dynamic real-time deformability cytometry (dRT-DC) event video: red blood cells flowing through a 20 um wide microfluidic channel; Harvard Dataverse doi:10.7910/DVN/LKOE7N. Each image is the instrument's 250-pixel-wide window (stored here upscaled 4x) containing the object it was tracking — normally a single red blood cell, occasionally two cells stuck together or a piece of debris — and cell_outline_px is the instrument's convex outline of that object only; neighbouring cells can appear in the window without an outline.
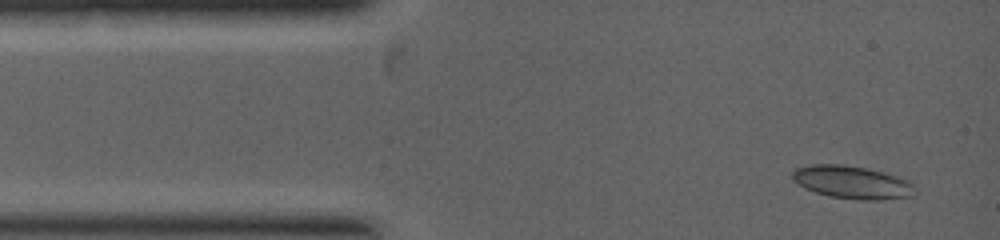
{"species": "common noctule bat (a hibernating species)", "species_latin": "Nyctalus noctula", "temperature_condition": "warm", "stored_images_in_passage": 3, "segment_of_instrument_passage": [2, 2], "camera_frame_rate_fps": 5000, "um_per_image_px": 0.085, "animal": {"sex": "female", "body_mass_g": 19.0, "forearm_length_mm": 53.3}, "frame": {"image": 1, "passage_image": 3, "time_ms": 1.6, "image_size_px": [1000, 240], "cell_outline_px": [[916, 196], [880, 200], [860, 200], [828, 196], [804, 188], [792, 180], [792, 172], [796, 168], [808, 164], [844, 164], [868, 168], [896, 176], [908, 180], [916, 188]], "centroid_in_image_um": [72.44, 15.49], "position_along_channel_um": 12.6, "area_um2": 23.81}}